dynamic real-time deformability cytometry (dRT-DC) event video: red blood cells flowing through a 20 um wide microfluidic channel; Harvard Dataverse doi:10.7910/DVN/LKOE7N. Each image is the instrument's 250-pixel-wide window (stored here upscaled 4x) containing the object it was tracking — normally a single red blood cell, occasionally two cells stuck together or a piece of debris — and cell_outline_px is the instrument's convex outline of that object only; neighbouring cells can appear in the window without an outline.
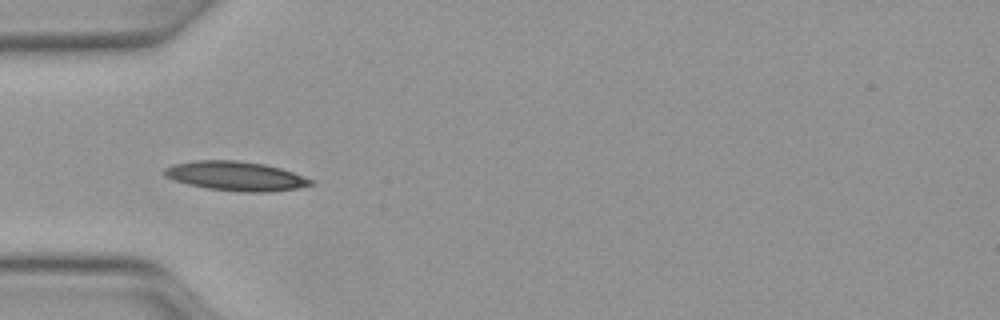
{"species": "Egyptian fruit bat (a non-hibernating species)", "species_latin": "Rousettus aegyptiacus", "temperature_condition": "warm", "stored_images_in_passage": 29, "camera_frame_rate_fps": 3000, "um_per_image_px": 0.085, "animal": {"sex": "female"}, "frame": {"image": 1, "passage_image": 5, "time_ms": 1.333, "image_size_px": [1000, 320], "cell_outline_px": [[316, 184], [296, 188], [268, 192], [240, 192], [208, 188], [188, 184], [172, 180], [164, 176], [164, 168], [172, 164], [192, 160], [236, 160], [264, 164], [280, 168], [292, 172], [312, 180]], "centroid_in_image_um": [19.99, 14.96], "position_along_channel_um": 65.0, "area_um2": 25.03}, "authors_computed_cell_mechanics": {"area_um2": 22.5998, "velocity_mm_per_s": 4.1083, "shape_relaxation_time_tau1_ms": null, "shape_relaxation_time_tau2_ms": 6.4263, "deformation_change_tau1": null, "deformation_change_tau2": 0.1296}}